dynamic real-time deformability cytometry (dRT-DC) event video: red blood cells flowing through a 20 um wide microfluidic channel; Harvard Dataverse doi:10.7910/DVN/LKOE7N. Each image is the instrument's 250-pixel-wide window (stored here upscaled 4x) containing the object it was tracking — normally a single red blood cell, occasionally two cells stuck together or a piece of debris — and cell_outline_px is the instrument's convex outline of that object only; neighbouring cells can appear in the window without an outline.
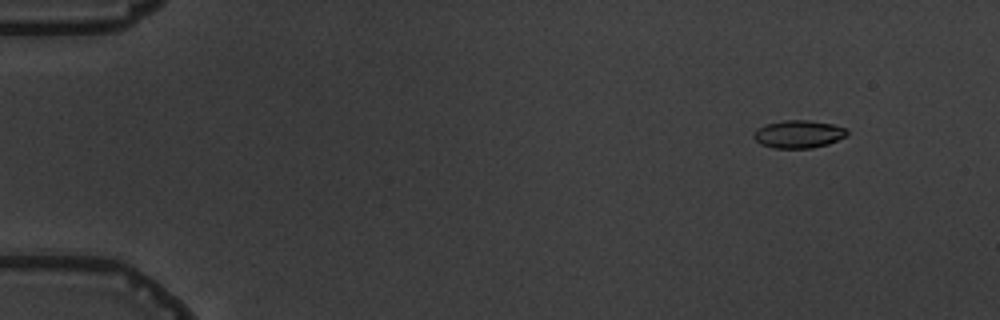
{"species": "common noctule bat (a hibernating species)", "species_latin": "Nyctalus noctula", "temperature_condition": "warm", "stored_images_in_passage": 7, "camera_frame_rate_fps": 3000, "um_per_image_px": 0.085, "animal": {"sex": "male", "body_mass_g": 19.5, "forearm_length_mm": 54.6}, "frame": {"image": 1, "passage_image": 2, "time_ms": 1.333, "image_size_px": [1000, 320], "cell_outline_px": [[848, 136], [828, 144], [812, 148], [772, 148], [760, 144], [752, 136], [752, 132], [756, 128], [764, 124], [784, 120], [808, 120], [832, 124], [844, 128], [848, 132]], "centroid_in_image_um": [67.83, 11.4], "position_along_channel_um": 17.2, "area_um2": 15.32}}